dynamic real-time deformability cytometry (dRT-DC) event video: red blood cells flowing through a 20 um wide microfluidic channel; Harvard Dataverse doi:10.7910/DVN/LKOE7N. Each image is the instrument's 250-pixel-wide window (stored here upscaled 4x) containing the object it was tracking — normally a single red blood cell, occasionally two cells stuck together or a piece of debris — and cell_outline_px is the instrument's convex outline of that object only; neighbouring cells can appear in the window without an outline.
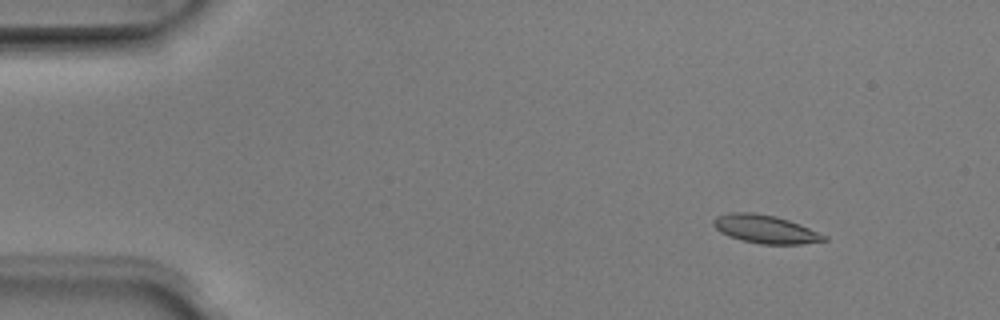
{"species": "Egyptian fruit bat (a non-hibernating species)", "species_latin": "Rousettus aegyptiacus", "temperature_condition": "room temperature", "stored_images_in_passage": 6, "camera_frame_rate_fps": 3000, "um_per_image_px": 0.085, "animal": {"sex": "male"}, "frame": {"image": 1, "passage_image": 2, "time_ms": 0.333, "image_size_px": [1000, 320], "cell_outline_px": [[828, 240], [800, 244], [760, 244], [740, 240], [728, 236], [720, 232], [712, 224], [712, 220], [716, 216], [728, 212], [752, 212], [776, 216], [788, 220], [828, 236]], "centroid_in_image_um": [65.01, 19.47], "position_along_channel_um": 20.0, "area_um2": 18.26}}
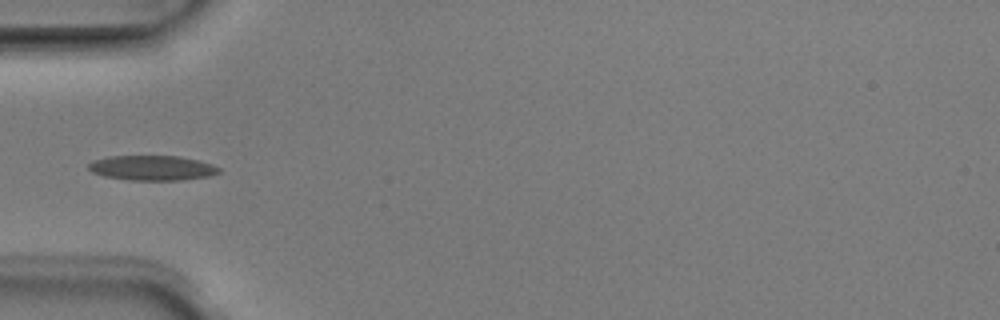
{"frame": {"image": 2, "passage_image": 5, "time_ms": 1.333, "image_size_px": [1000, 320], "cell_outline_px": [[220, 172], [208, 176], [184, 180], [128, 180], [104, 176], [92, 172], [88, 168], [88, 164], [92, 160], [108, 156], [180, 156], [200, 160], [212, 164], [220, 168]], "centroid_in_image_um": [12.93, 14.27], "position_along_channel_um": 72.1, "area_um2": 19.07}}
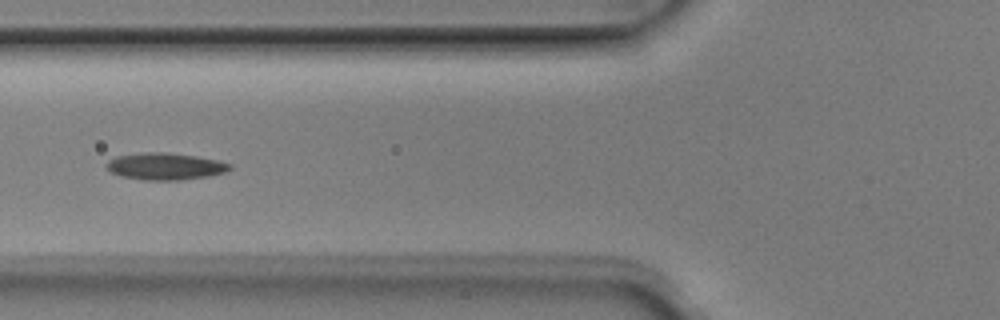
{"frame": {"image": 3, "passage_image": 6, "time_ms": 1.667, "image_size_px": [1000, 320], "cell_outline_px": [[232, 168], [224, 172], [208, 176], [180, 180], [144, 180], [120, 176], [108, 172], [104, 164], [108, 160], [116, 156], [140, 152], [168, 152], [196, 156], [220, 160], [232, 164]], "centroid_in_image_um": [14.0, 14.13], "position_along_channel_um": 111.8, "area_um2": 19.71}}